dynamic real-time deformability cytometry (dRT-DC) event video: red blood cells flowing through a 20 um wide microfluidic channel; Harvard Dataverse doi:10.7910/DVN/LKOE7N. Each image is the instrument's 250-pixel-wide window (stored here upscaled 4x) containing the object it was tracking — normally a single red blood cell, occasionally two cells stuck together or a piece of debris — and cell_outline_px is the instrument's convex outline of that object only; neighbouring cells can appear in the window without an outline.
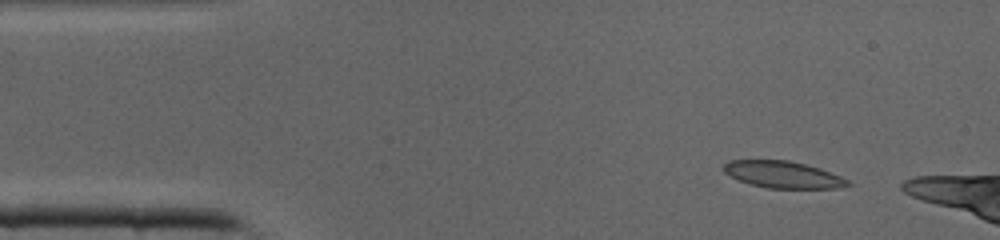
{"species": "common noctule bat (a hibernating species)", "species_latin": "Nyctalus noctula", "temperature_condition": "cold", "stored_images_in_passage": 12, "camera_frame_rate_fps": 3000, "um_per_image_px": 0.085, "animal": {"sex": "male", "body_mass_g": 19.0, "forearm_length_mm": 50.8}, "frame": {"image": 1, "passage_image": 4, "time_ms": 1.0, "image_size_px": [1000, 240], "cell_outline_px": [[852, 184], [836, 188], [768, 188], [736, 180], [724, 172], [724, 164], [728, 160], [788, 160], [820, 168], [840, 176], [848, 180]], "centroid_in_image_um": [66.53, 14.84], "position_along_channel_um": 18.5, "area_um2": 19.31}}